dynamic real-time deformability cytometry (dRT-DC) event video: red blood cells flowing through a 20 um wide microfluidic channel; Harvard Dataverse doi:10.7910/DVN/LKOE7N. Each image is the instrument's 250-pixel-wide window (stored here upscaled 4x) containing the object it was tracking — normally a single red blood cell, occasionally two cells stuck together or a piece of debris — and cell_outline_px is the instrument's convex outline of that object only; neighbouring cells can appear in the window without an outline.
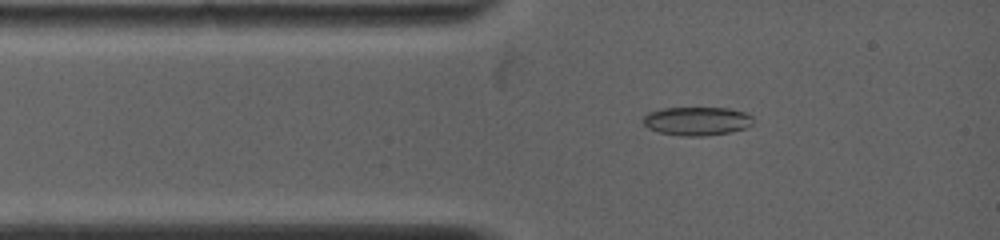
{"species": "common noctule bat (a hibernating species)", "species_latin": "Nyctalus noctula", "temperature_condition": "warm", "stored_images_in_passage": 56, "camera_frame_rate_fps": 5000, "um_per_image_px": 0.085, "animal": {"sex": "female", "body_mass_g": 19.0, "forearm_length_mm": 53.3}, "frame": {"image": 1, "passage_image": 4, "time_ms": 0.8, "image_size_px": [1000, 240], "cell_outline_px": [[752, 124], [744, 128], [732, 132], [704, 136], [680, 136], [660, 132], [648, 128], [644, 124], [644, 116], [648, 112], [664, 108], [728, 108], [744, 112], [752, 116]], "centroid_in_image_um": [59.24, 10.29], "position_along_channel_um": 25.8, "area_um2": 18.26}}
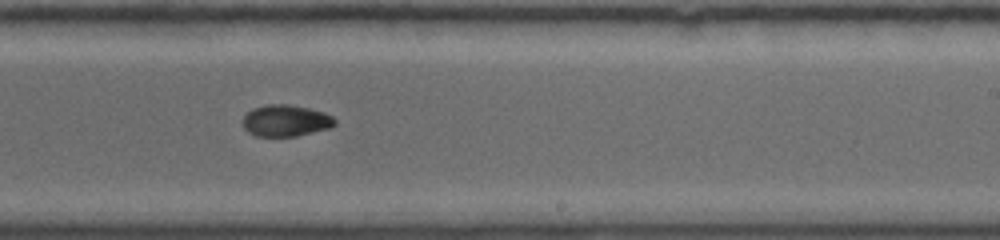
{"frame": {"image": 2, "passage_image": 25, "time_ms": 7.0, "image_size_px": [1000, 240], "cell_outline_px": [[336, 124], [328, 128], [296, 136], [256, 136], [248, 132], [244, 128], [244, 116], [252, 108], [268, 104], [288, 104], [308, 108], [324, 112], [332, 116], [336, 120]], "centroid_in_image_um": [24.29, 10.25], "position_along_channel_um": 264.7, "area_um2": 16.82}}
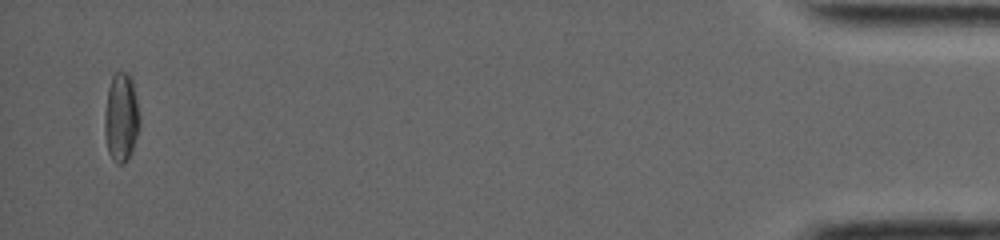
{"frame": {"image": 3, "passage_image": 52, "time_ms": 14.2, "image_size_px": [1000, 240], "cell_outline_px": [[140, 124], [132, 152], [124, 164], [116, 164], [112, 160], [108, 152], [104, 132], [104, 112], [108, 88], [112, 76], [116, 72], [128, 72], [132, 80], [136, 96], [140, 116]], "centroid_in_image_um": [10.29, 10.0], "position_along_channel_um": 424.9, "area_um2": 18.44}, "authors_computed_cell_mechanics": {"area_um2": 17.2244, "velocity_mm_per_s": 4.0242, "shape_relaxation_time_tau1_ms": null, "shape_relaxation_time_tau2_ms": 3.2762, "deformation_change_tau1": null, "deformation_change_tau2": 0.0517}}